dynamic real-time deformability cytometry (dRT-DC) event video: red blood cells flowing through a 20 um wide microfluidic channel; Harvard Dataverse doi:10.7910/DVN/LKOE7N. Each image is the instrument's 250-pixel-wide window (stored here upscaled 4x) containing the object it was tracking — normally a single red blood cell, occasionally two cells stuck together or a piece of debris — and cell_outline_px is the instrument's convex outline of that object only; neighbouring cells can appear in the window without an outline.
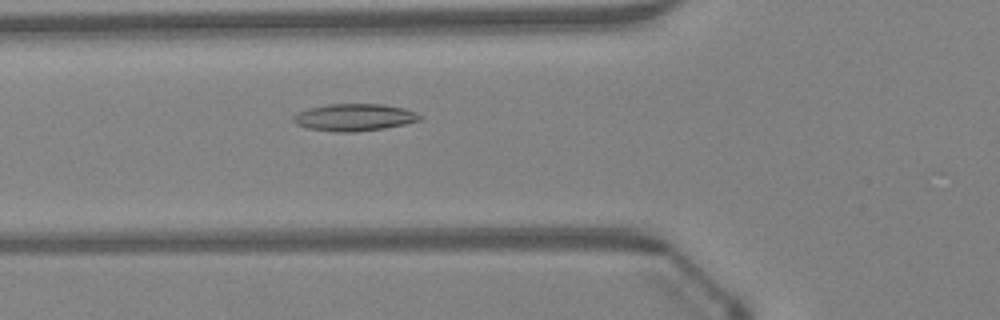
{"species": "Egyptian fruit bat (a non-hibernating species)", "species_latin": "Rousettus aegyptiacus", "temperature_condition": "warm", "stored_images_in_passage": 34, "camera_frame_rate_fps": 3000, "um_per_image_px": 0.085, "animal": {"sex": "female"}, "frame": {"image": 1, "passage_image": 4, "time_ms": 1.0, "image_size_px": [1000, 320], "cell_outline_px": [[420, 120], [404, 124], [384, 128], [356, 132], [336, 132], [308, 128], [296, 124], [292, 120], [292, 116], [308, 108], [328, 104], [384, 104], [404, 108], [416, 112], [420, 116]], "centroid_in_image_um": [30.1, 9.97], "position_along_channel_um": 95.7, "area_um2": 19.94}}
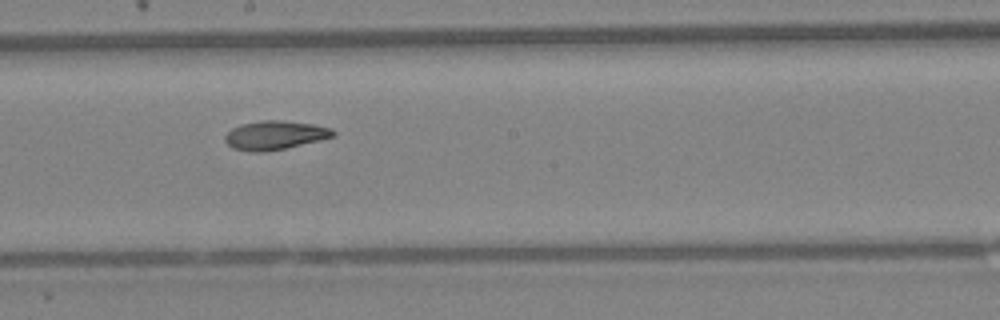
{"frame": {"image": 2, "passage_image": 13, "time_ms": 4.0, "image_size_px": [1000, 320], "cell_outline_px": [[336, 132], [332, 136], [320, 140], [284, 148], [264, 152], [252, 152], [232, 148], [224, 140], [224, 136], [232, 128], [240, 124], [260, 120], [284, 120], [312, 124], [332, 128]], "centroid_in_image_um": [23.33, 11.48], "position_along_channel_um": 224.9, "area_um2": 18.15}}
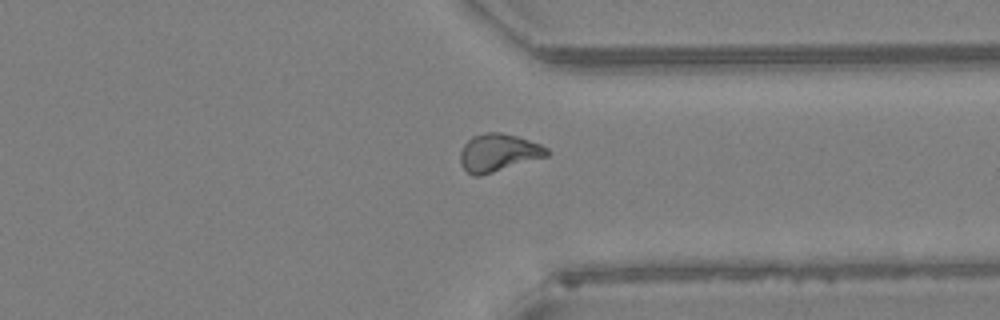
{"frame": {"image": 3, "passage_image": 23, "time_ms": 7.333, "image_size_px": [1000, 320], "cell_outline_px": [[552, 152], [548, 156], [480, 176], [472, 176], [460, 164], [460, 152], [464, 144], [472, 136], [488, 132], [500, 132], [516, 136], [540, 144], [548, 148]], "centroid_in_image_um": [42.37, 12.98], "position_along_channel_um": 369.0, "area_um2": 19.07}, "authors_computed_cell_mechanics": {"area_um2": 18.0047, "velocity_mm_per_s": 4.3194, "shape_relaxation_time_tau1_ms": null, "shape_relaxation_time_tau2_ms": 4.0209, "deformation_change_tau1": null, "deformation_change_tau2": 0.0924}}